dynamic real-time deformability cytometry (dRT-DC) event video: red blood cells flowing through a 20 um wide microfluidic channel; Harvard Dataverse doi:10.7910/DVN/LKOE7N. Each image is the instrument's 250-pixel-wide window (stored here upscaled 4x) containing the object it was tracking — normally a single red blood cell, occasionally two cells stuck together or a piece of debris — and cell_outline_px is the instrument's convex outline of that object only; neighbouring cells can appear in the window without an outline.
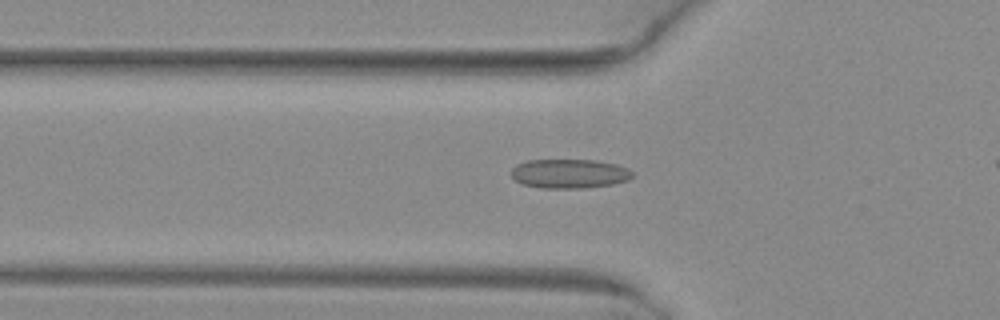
{"species": "common noctule bat (a hibernating species)", "species_latin": "Nyctalus noctula", "temperature_condition": "warm", "stored_images_in_passage": 44, "camera_frame_rate_fps": 3000, "um_per_image_px": 0.085, "animal": {"sex": "female", "body_mass_g": 29.2, "forearm_length_mm": 56.3}, "frame": {"image": 1, "passage_image": 17, "time_ms": 5.333, "image_size_px": [1000, 320], "cell_outline_px": [[632, 176], [628, 180], [612, 184], [584, 188], [540, 188], [524, 184], [516, 180], [512, 176], [512, 168], [516, 164], [528, 160], [596, 160], [616, 164], [628, 168], [632, 172]], "centroid_in_image_um": [48.4, 14.75], "position_along_channel_um": 77.4, "area_um2": 20.58}}
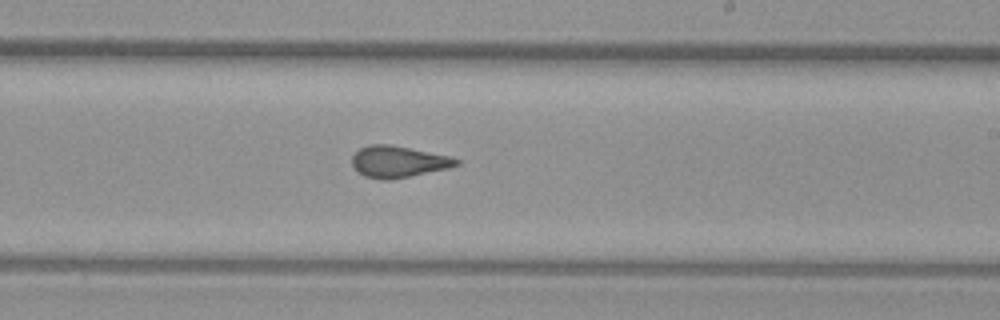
{"frame": {"image": 2, "passage_image": 30, "time_ms": 9.667, "image_size_px": [1000, 320], "cell_outline_px": [[460, 164], [448, 168], [392, 180], [380, 180], [364, 176], [352, 164], [352, 156], [360, 148], [368, 144], [392, 144], [452, 156], [460, 160]], "centroid_in_image_um": [33.88, 13.73], "position_along_channel_um": 255.1, "area_um2": 19.36}}
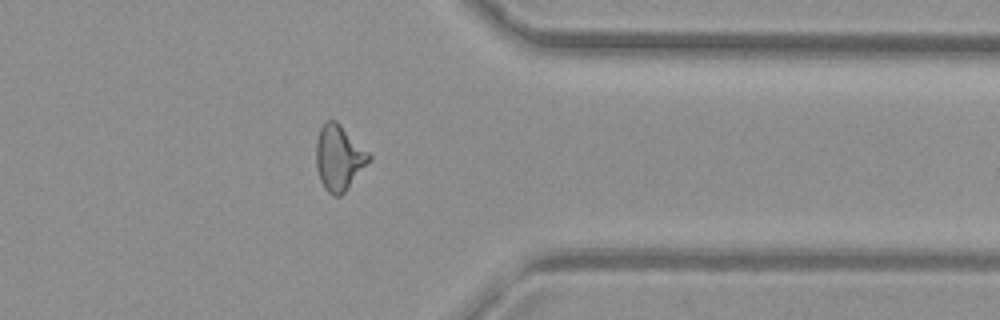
{"frame": {"image": 3, "passage_image": 40, "time_ms": 13.0, "image_size_px": [1000, 320], "cell_outline_px": [[372, 156], [344, 192], [340, 196], [332, 196], [324, 188], [320, 180], [316, 168], [316, 140], [320, 128], [324, 120], [336, 120]], "centroid_in_image_um": [28.76, 13.39], "position_along_channel_um": 382.6, "area_um2": 19.83}}